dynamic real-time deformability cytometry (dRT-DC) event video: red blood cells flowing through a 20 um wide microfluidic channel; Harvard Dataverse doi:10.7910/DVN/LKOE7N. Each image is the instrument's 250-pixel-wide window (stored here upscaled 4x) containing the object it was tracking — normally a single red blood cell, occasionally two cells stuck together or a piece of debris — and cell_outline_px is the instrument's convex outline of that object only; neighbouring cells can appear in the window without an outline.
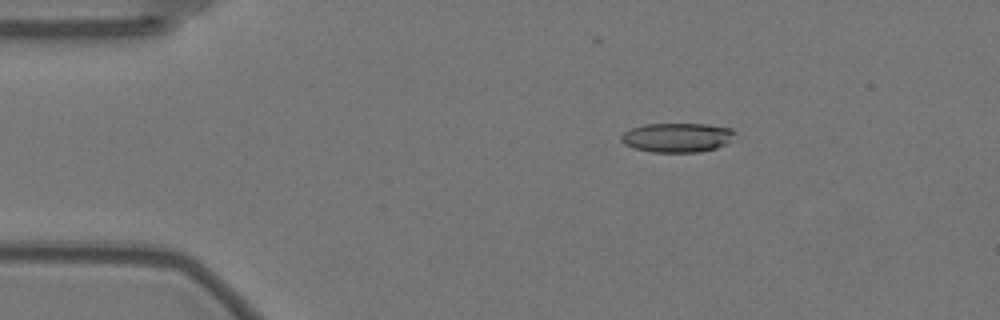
{"species": "Egyptian fruit bat (a non-hibernating species)", "species_latin": "Rousettus aegyptiacus", "temperature_condition": "warm", "stored_images_in_passage": 34, "camera_frame_rate_fps": 3000, "um_per_image_px": 0.085, "animal": {"sex": "female"}, "frame": {"image": 1, "passage_image": 10, "time_ms": 3.0, "image_size_px": [1000, 320], "cell_outline_px": [[736, 132], [724, 144], [716, 148], [700, 152], [652, 152], [632, 148], [624, 144], [620, 140], [620, 136], [624, 132], [632, 128], [644, 124], [708, 124], [732, 128]], "centroid_in_image_um": [57.52, 11.69], "position_along_channel_um": 27.5, "area_um2": 19.42}}
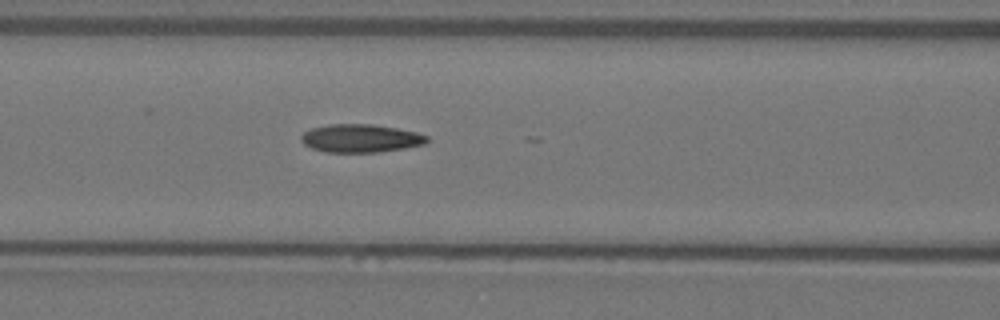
{"frame": {"image": 2, "passage_image": 24, "time_ms": 7.667, "image_size_px": [1000, 320], "cell_outline_px": [[428, 140], [424, 144], [404, 148], [380, 152], [324, 152], [312, 148], [304, 144], [300, 140], [300, 136], [304, 132], [312, 128], [332, 124], [372, 124], [396, 128], [416, 132], [428, 136]], "centroid_in_image_um": [30.64, 11.76], "position_along_channel_um": 136.0, "area_um2": 20.58}}
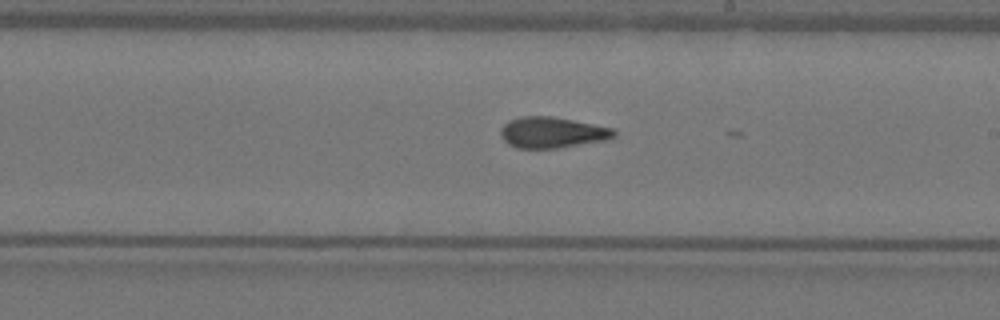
{"frame": {"image": 3, "passage_image": 33, "time_ms": 10.667, "image_size_px": [1000, 320], "cell_outline_px": [[616, 136], [608, 140], [560, 148], [516, 148], [508, 144], [500, 136], [500, 128], [508, 120], [520, 116], [552, 116], [612, 128], [616, 132]], "centroid_in_image_um": [46.91, 11.26], "position_along_channel_um": 242.1, "area_um2": 20.63}}